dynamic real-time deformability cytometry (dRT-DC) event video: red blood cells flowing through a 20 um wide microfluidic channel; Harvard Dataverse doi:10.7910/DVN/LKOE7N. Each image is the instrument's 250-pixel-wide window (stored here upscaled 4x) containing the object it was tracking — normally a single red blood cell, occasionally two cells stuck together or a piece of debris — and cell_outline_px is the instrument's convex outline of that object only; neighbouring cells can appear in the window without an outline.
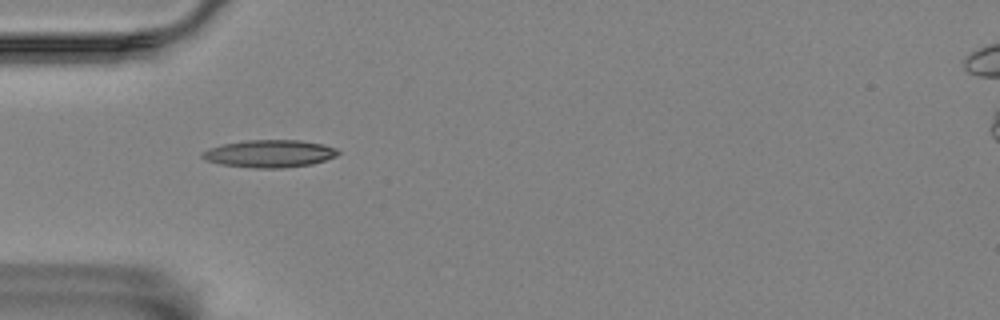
{"species": "Egyptian fruit bat (a non-hibernating species)", "species_latin": "Rousettus aegyptiacus", "temperature_condition": "room temperature", "stored_images_in_passage": 7, "camera_frame_rate_fps": 3000, "um_per_image_px": 0.085, "animal": {"sex": "female"}, "frame": {"image": 1, "passage_image": 7, "time_ms": 7.0, "image_size_px": [1000, 320], "cell_outline_px": [[340, 152], [336, 156], [312, 164], [280, 168], [256, 168], [220, 164], [204, 160], [200, 156], [200, 152], [208, 148], [224, 144], [244, 140], [300, 140], [324, 144], [336, 148]], "centroid_in_image_um": [22.88, 13.05], "position_along_channel_um": 62.1, "area_um2": 21.85}}